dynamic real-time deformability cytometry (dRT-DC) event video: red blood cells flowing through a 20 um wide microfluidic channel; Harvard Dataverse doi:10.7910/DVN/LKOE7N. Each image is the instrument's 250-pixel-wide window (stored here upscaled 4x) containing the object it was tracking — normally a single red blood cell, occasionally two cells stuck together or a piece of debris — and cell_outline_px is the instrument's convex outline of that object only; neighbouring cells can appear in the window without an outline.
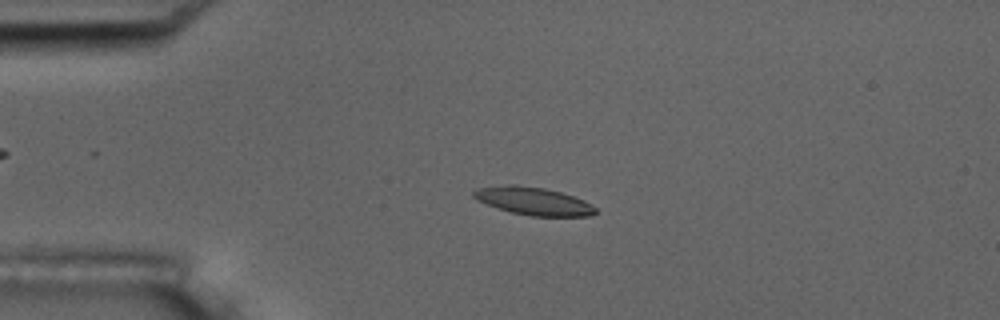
{"species": "common noctule bat (a hibernating species)", "species_latin": "Nyctalus noctula", "temperature_condition": "room temperature", "stored_images_in_passage": 5, "camera_frame_rate_fps": 3000, "um_per_image_px": 0.085, "animal": {"sex": "male", "body_mass_g": 17.5, "forearm_length_mm": 52.3}, "frame": {"image": 1, "passage_image": 3, "time_ms": 2.333, "image_size_px": [1000, 320], "cell_outline_px": [[596, 212], [592, 216], [532, 216], [512, 212], [496, 208], [476, 200], [472, 196], [472, 192], [476, 188], [508, 184], [516, 184], [544, 188], [560, 192], [584, 200], [596, 208]], "centroid_in_image_um": [45.3, 17.08], "position_along_channel_um": 39.7, "area_um2": 19.83}}